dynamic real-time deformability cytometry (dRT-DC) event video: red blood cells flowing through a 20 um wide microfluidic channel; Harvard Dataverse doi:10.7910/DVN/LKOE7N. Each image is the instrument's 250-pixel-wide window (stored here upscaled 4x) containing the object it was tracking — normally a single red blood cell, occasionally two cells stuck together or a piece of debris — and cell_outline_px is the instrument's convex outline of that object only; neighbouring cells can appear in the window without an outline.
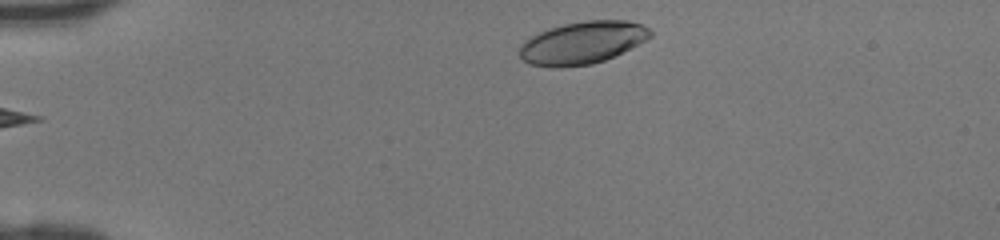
{"species": "human", "species_latin": "Homo sapiens", "temperature_condition": "room temperature", "stored_images_in_passage": 33, "camera_frame_rate_fps": 3000, "um_per_image_px": 0.085, "donor": {"sex": "female"}, "frame": {"image": 1, "passage_image": 1, "time_ms": 0.0, "image_size_px": [1000, 240], "cell_outline_px": [[652, 36], [604, 60], [592, 64], [560, 68], [556, 68], [528, 64], [520, 56], [520, 44], [524, 40], [536, 32], [548, 28], [564, 24], [584, 20], [628, 20], [640, 24], [648, 28], [652, 32]], "centroid_in_image_um": [49.43, 3.62], "position_along_channel_um": 35.6, "area_um2": 32.31}}
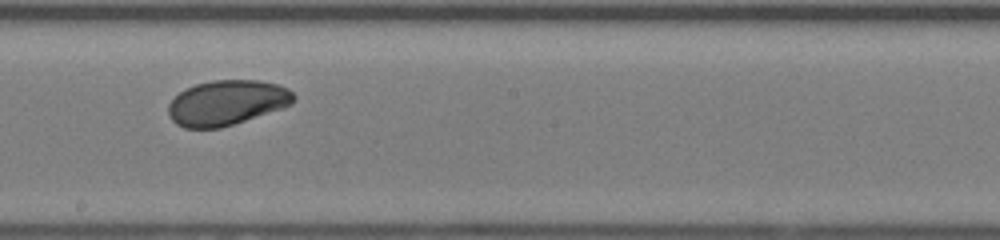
{"frame": {"image": 2, "passage_image": 18, "time_ms": 5.667, "image_size_px": [1000, 240], "cell_outline_px": [[296, 96], [292, 104], [284, 108], [220, 128], [184, 128], [176, 124], [172, 120], [168, 112], [168, 104], [180, 92], [196, 84], [212, 80], [256, 80], [280, 84], [288, 88]], "centroid_in_image_um": [19.31, 8.73], "position_along_channel_um": 228.9, "area_um2": 32.95}}
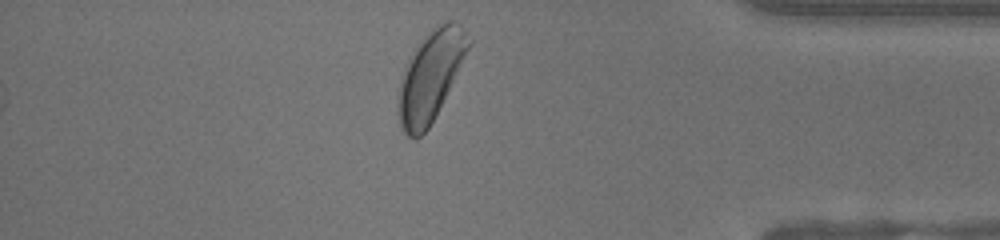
{"frame": {"image": 3, "passage_image": 31, "time_ms": 10.0, "image_size_px": [1000, 240], "cell_outline_px": [[472, 44], [428, 128], [416, 140], [408, 136], [404, 132], [400, 124], [396, 108], [400, 84], [408, 60], [412, 52], [424, 36], [436, 24], [448, 20], [452, 20], [460, 24], [472, 40]], "centroid_in_image_um": [36.59, 6.43], "position_along_channel_um": 398.6, "area_um2": 36.36}}